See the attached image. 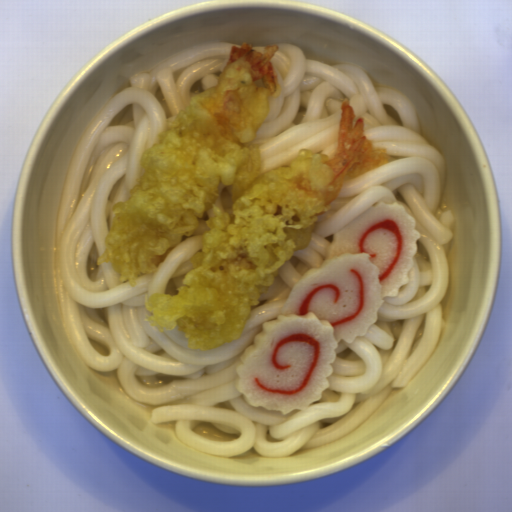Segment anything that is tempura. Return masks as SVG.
<instances>
[{
    "label": "tempura",
    "instance_id": "tempura-1",
    "mask_svg": "<svg viewBox=\"0 0 512 512\" xmlns=\"http://www.w3.org/2000/svg\"><path fill=\"white\" fill-rule=\"evenodd\" d=\"M279 46L252 43L230 48L216 86L191 95L186 108L166 121L140 157L144 173L130 197L112 205L115 216L96 265L111 263L133 288L153 274L170 248L205 220L202 251L188 260L178 293L144 297L150 326L184 332L187 348L213 350L240 339L252 306L260 305L279 270L307 250L316 222L349 179L387 165V147L364 135L348 98L341 110L336 150L299 148L295 157L263 173L257 131L271 112L269 97L282 85L269 62ZM354 124V125H353Z\"/></svg>",
    "mask_w": 512,
    "mask_h": 512
}]
</instances>
